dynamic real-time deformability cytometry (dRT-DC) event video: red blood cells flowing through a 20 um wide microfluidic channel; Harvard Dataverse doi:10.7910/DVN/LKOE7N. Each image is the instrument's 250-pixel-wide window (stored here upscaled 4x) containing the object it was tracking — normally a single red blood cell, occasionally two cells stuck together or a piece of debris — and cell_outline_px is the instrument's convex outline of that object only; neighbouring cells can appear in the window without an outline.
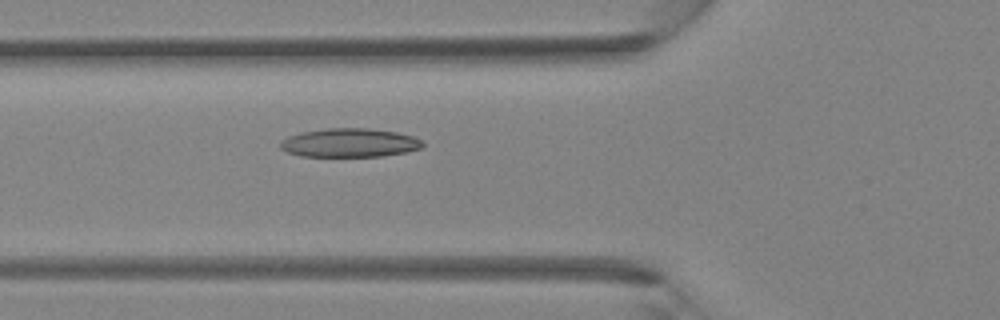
{"species": "Egyptian fruit bat (a non-hibernating species)", "species_latin": "Rousettus aegyptiacus", "temperature_condition": "room temperature", "stored_images_in_passage": 41, "camera_frame_rate_fps": 3000, "um_per_image_px": 0.085, "animal": {"sex": "female"}, "frame": {"image": 1, "passage_image": 15, "time_ms": 4.667, "image_size_px": [1000, 320], "cell_outline_px": [[424, 144], [420, 148], [404, 152], [380, 156], [300, 156], [288, 152], [280, 148], [280, 140], [288, 136], [300, 132], [324, 128], [368, 128], [396, 132], [412, 136], [420, 140]], "centroid_in_image_um": [29.65, 12.13], "position_along_channel_um": 96.1, "area_um2": 23.76}}
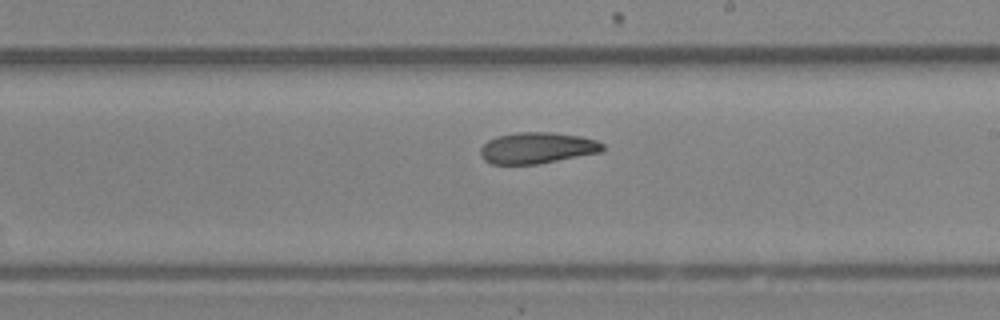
{"frame": {"image": 2, "passage_image": 24, "time_ms": 7.667, "image_size_px": [1000, 320], "cell_outline_px": [[604, 148], [600, 152], [536, 164], [492, 164], [484, 160], [480, 156], [480, 148], [488, 140], [496, 136], [516, 132], [552, 132], [580, 136], [596, 140], [604, 144]], "centroid_in_image_um": [45.62, 12.56], "position_along_channel_um": 243.4, "area_um2": 22.2}}
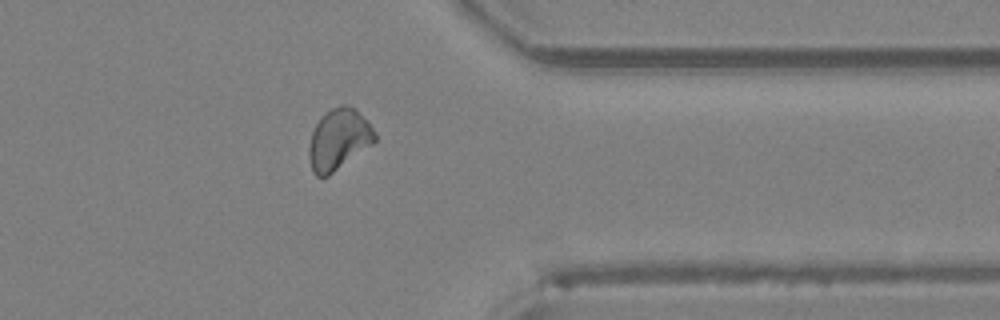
{"frame": {"image": 3, "passage_image": 33, "time_ms": 10.667, "image_size_px": [1000, 320], "cell_outline_px": [[376, 140], [372, 144], [328, 176], [316, 176], [312, 172], [308, 156], [308, 148], [312, 132], [320, 116], [324, 112], [340, 104], [348, 104], [356, 108], [376, 132]], "centroid_in_image_um": [28.77, 11.82], "position_along_channel_um": 382.6, "area_um2": 23.52}}